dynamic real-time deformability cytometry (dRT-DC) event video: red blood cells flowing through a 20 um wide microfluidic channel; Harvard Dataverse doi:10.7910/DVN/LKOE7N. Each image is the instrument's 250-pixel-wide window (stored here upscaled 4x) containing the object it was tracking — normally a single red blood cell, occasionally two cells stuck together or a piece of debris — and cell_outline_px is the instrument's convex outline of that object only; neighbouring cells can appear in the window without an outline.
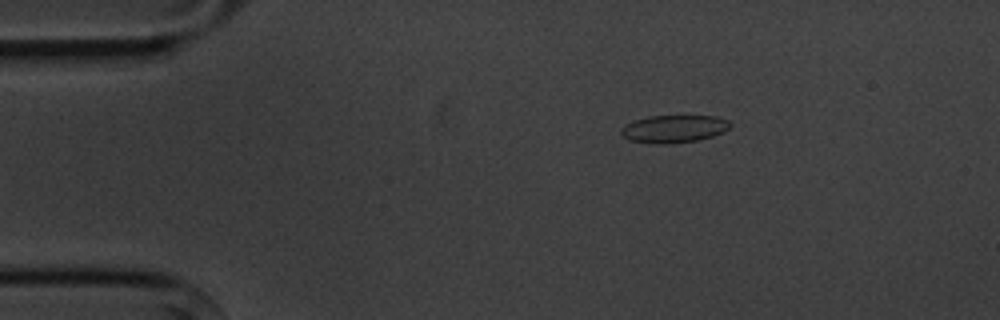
{"species": "common noctule bat (a hibernating species)", "species_latin": "Nyctalus noctula", "temperature_condition": "cold", "stored_images_in_passage": 6, "camera_frame_rate_fps": 3000, "um_per_image_px": 0.085, "animal": {"sex": "male", "body_mass_g": 20.1, "forearm_length_mm": 53.5}, "frame": {"image": 1, "passage_image": 3, "time_ms": 2.333, "image_size_px": [1000, 320], "cell_outline_px": [[732, 124], [724, 132], [712, 136], [696, 140], [668, 144], [656, 144], [628, 140], [620, 132], [620, 128], [636, 120], [648, 116], [716, 116], [728, 120]], "centroid_in_image_um": [57.29, 10.95], "position_along_channel_um": 27.7, "area_um2": 17.46}}
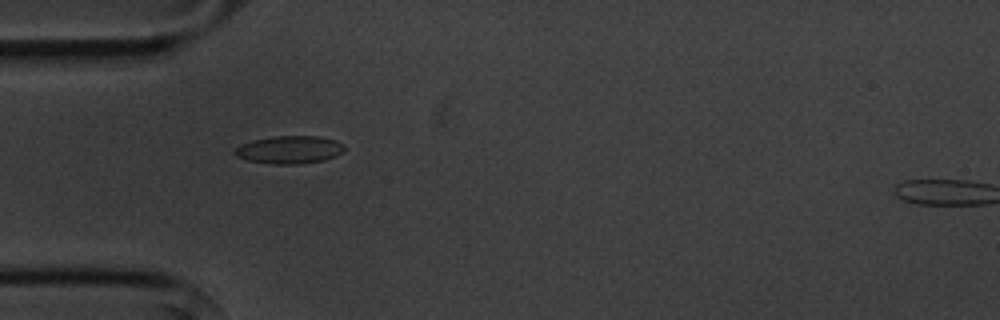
{"frame": {"image": 2, "passage_image": 5, "time_ms": 4.667, "image_size_px": [1000, 320], "cell_outline_px": [[344, 152], [336, 156], [324, 160], [300, 164], [272, 164], [248, 160], [236, 156], [232, 152], [240, 144], [252, 140], [272, 136], [320, 136], [336, 140], [344, 144]], "centroid_in_image_um": [24.61, 12.72], "position_along_channel_um": 60.4, "area_um2": 17.98}}
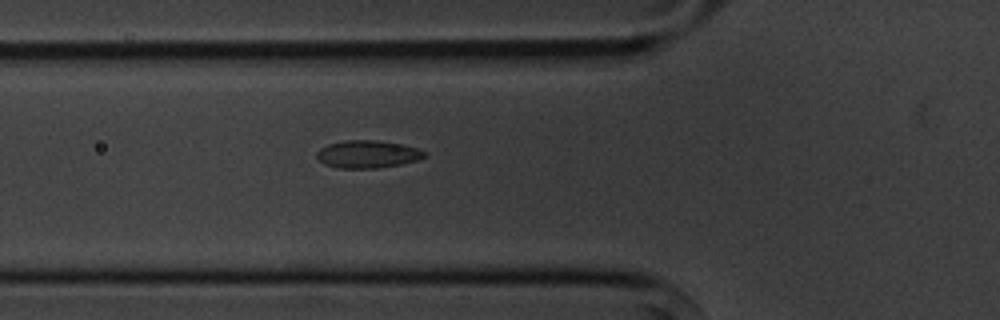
{"frame": {"image": 3, "passage_image": 6, "time_ms": 5.667, "image_size_px": [1000, 320], "cell_outline_px": [[428, 156], [420, 160], [380, 168], [336, 168], [324, 164], [316, 156], [316, 152], [320, 148], [328, 144], [344, 140], [380, 140], [404, 144], [416, 148], [424, 152]], "centroid_in_image_um": [31.26, 13.1], "position_along_channel_um": 94.5, "area_um2": 17.57}}